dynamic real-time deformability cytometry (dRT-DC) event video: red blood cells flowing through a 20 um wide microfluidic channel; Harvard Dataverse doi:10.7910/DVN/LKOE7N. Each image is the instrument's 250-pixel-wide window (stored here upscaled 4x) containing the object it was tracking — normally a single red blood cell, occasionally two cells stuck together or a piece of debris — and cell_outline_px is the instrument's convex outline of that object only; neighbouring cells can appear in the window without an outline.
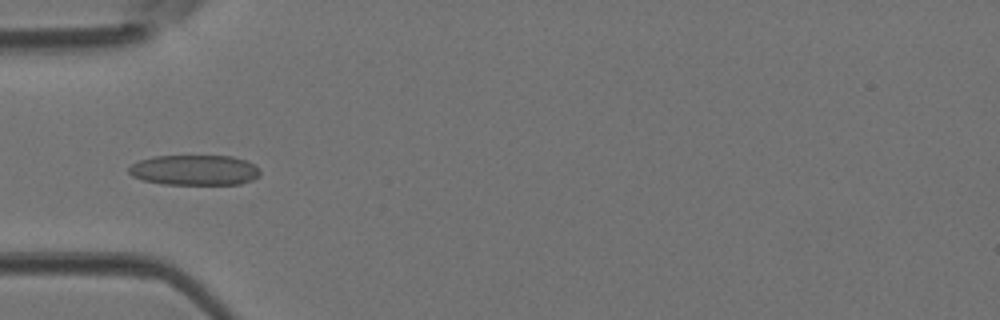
{"species": "Egyptian fruit bat (a non-hibernating species)", "species_latin": "Rousettus aegyptiacus", "temperature_condition": "room temperature", "stored_images_in_passage": 9, "camera_frame_rate_fps": 3000, "um_per_image_px": 0.085, "animal": {"sex": "female"}, "frame": {"image": 1, "passage_image": 7, "time_ms": 2.0, "image_size_px": [1000, 320], "cell_outline_px": [[260, 176], [252, 180], [240, 184], [164, 184], [144, 180], [132, 176], [128, 172], [128, 168], [132, 164], [140, 160], [152, 156], [232, 156], [244, 160], [252, 164], [260, 172]], "centroid_in_image_um": [16.52, 14.46], "position_along_channel_um": 68.5, "area_um2": 23.06}}